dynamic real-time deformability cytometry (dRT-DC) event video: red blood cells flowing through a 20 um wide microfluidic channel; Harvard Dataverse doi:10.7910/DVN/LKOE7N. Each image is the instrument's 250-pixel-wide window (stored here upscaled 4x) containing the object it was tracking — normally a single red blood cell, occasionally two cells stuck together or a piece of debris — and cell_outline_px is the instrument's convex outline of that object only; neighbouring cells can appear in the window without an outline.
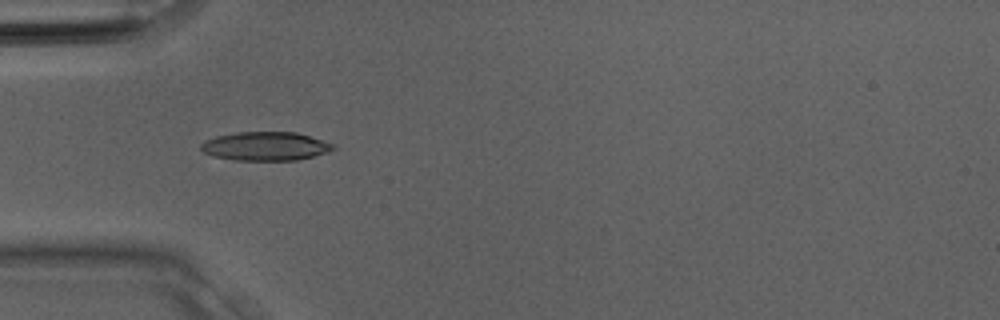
{"species": "Egyptian fruit bat (a non-hibernating species)", "species_latin": "Rousettus aegyptiacus", "temperature_condition": "room temperature", "stored_images_in_passage": 25, "camera_frame_rate_fps": 3000, "um_per_image_px": 0.085, "animal": {"sex": "male"}, "frame": {"image": 1, "passage_image": 8, "time_ms": 2.333, "image_size_px": [1000, 320], "cell_outline_px": [[336, 148], [328, 152], [296, 160], [236, 160], [212, 156], [204, 152], [200, 148], [200, 144], [204, 140], [216, 136], [236, 132], [296, 132], [336, 144]], "centroid_in_image_um": [22.56, 12.42], "position_along_channel_um": 62.4, "area_um2": 22.2}}
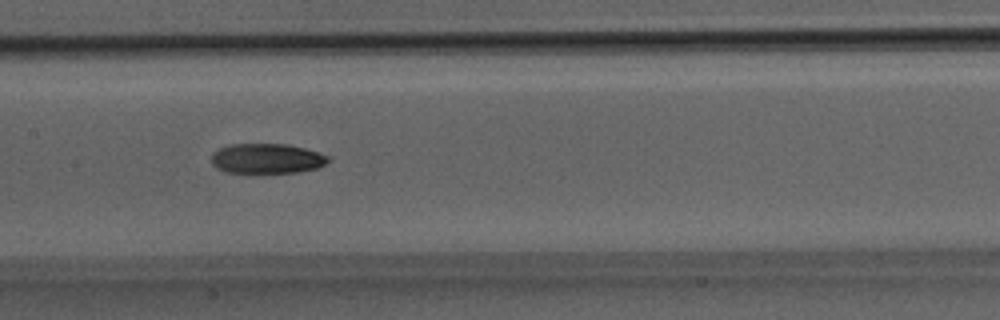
{"frame": {"image": 2, "passage_image": 14, "time_ms": 4.333, "image_size_px": [1000, 320], "cell_outline_px": [[332, 160], [316, 168], [296, 172], [224, 172], [216, 168], [212, 164], [212, 152], [228, 144], [284, 144], [304, 148], [328, 156]], "centroid_in_image_um": [22.64, 13.47], "position_along_channel_um": 184.8, "area_um2": 20.23}}